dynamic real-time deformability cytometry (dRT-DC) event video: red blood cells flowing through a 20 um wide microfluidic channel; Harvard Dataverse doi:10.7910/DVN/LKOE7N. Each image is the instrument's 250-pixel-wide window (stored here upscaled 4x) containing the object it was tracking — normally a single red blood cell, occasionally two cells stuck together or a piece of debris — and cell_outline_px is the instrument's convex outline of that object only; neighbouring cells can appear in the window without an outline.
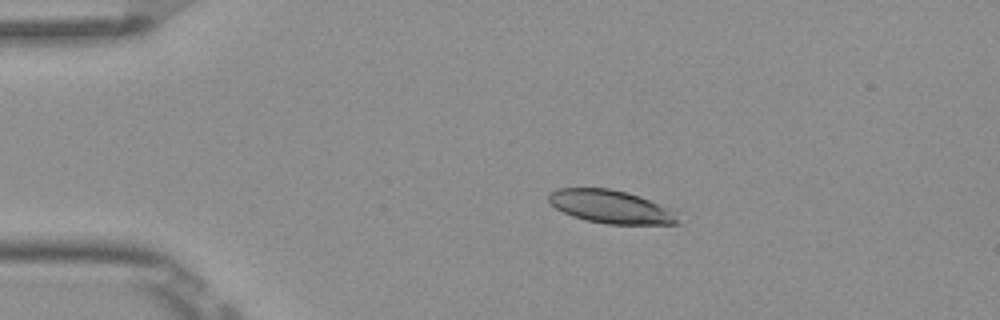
{"species": "Egyptian fruit bat (a non-hibernating species)", "species_latin": "Rousettus aegyptiacus", "temperature_condition": "room temperature", "stored_images_in_passage": 6, "camera_frame_rate_fps": 3000, "um_per_image_px": 0.085, "frame": {"image": 1, "passage_image": 2, "time_ms": 0.333, "image_size_px": [1000, 320], "cell_outline_px": [[680, 224], [608, 224], [588, 220], [572, 216], [556, 208], [548, 200], [548, 196], [556, 188], [608, 188], [640, 196], [680, 212]], "centroid_in_image_um": [52.0, 17.58], "position_along_channel_um": 33.0, "area_um2": 25.03}}
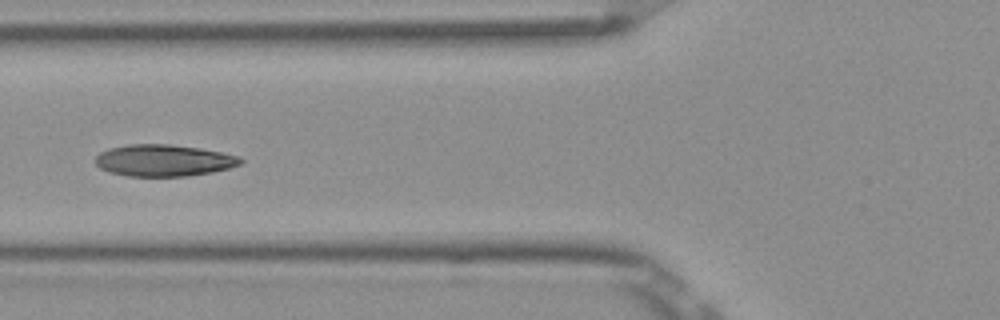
{"frame": {"image": 2, "passage_image": 5, "time_ms": 1.333, "image_size_px": [1000, 320], "cell_outline_px": [[244, 160], [240, 164], [228, 168], [212, 172], [188, 176], [128, 176], [108, 172], [100, 168], [96, 164], [96, 156], [100, 152], [108, 148], [128, 144], [168, 144], [196, 148], [220, 152], [240, 156]], "centroid_in_image_um": [13.89, 13.64], "position_along_channel_um": 111.9, "area_um2": 26.76}}
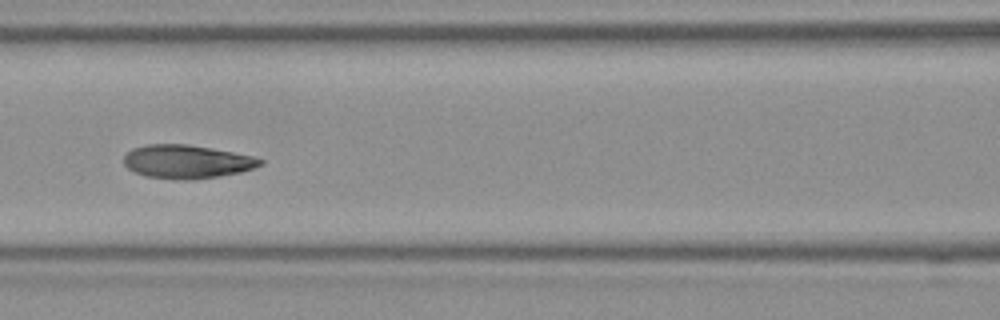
{"frame": {"image": 3, "passage_image": 6, "time_ms": 1.667, "image_size_px": [1000, 320], "cell_outline_px": [[264, 164], [240, 172], [220, 176], [192, 180], [180, 180], [144, 176], [128, 168], [124, 164], [124, 156], [132, 148], [144, 144], [188, 144], [232, 152], [252, 156], [264, 160]], "centroid_in_image_um": [15.86, 13.74], "position_along_channel_um": 150.7, "area_um2": 26.65}}